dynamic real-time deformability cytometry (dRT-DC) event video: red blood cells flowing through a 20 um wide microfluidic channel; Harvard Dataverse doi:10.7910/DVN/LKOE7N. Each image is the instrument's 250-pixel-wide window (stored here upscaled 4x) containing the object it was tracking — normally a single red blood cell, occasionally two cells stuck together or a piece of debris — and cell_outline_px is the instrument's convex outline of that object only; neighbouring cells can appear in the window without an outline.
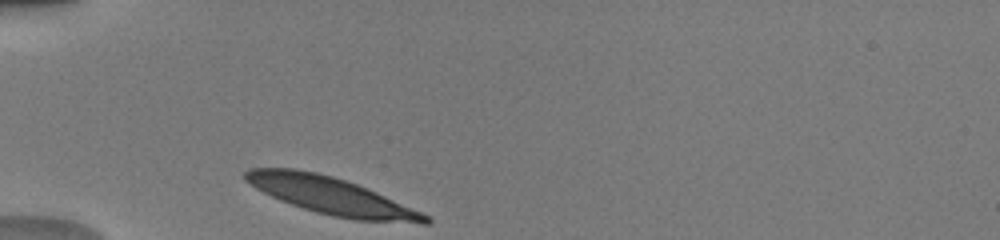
{"species": "human", "species_latin": "Homo sapiens", "temperature_condition": "warm", "stored_images_in_passage": 29, "camera_frame_rate_fps": 3000, "um_per_image_px": 0.085, "donor": {"sex": "male"}, "frame": {"image": 1, "passage_image": 1, "time_ms": 0.0, "image_size_px": [1000, 240], "cell_outline_px": [[432, 220], [428, 224], [420, 224], [356, 220], [332, 216], [316, 212], [280, 200], [256, 188], [244, 180], [244, 172], [252, 168], [292, 168], [316, 172], [332, 176], [356, 184], [376, 192], [420, 212], [428, 216]], "centroid_in_image_um": [28.15, 16.65], "position_along_channel_um": 56.8, "area_um2": 38.49}}
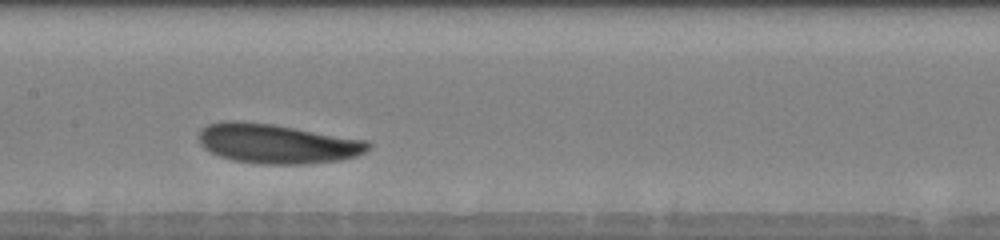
{"frame": {"image": 2, "passage_image": 12, "time_ms": 3.667, "image_size_px": [1000, 240], "cell_outline_px": [[372, 144], [364, 152], [356, 156], [340, 160], [304, 164], [260, 164], [232, 160], [220, 156], [204, 148], [200, 144], [200, 128], [208, 124], [228, 120], [236, 120], [272, 124], [368, 140]], "centroid_in_image_um": [23.55, 12.21], "position_along_channel_um": 183.9, "area_um2": 39.02}}
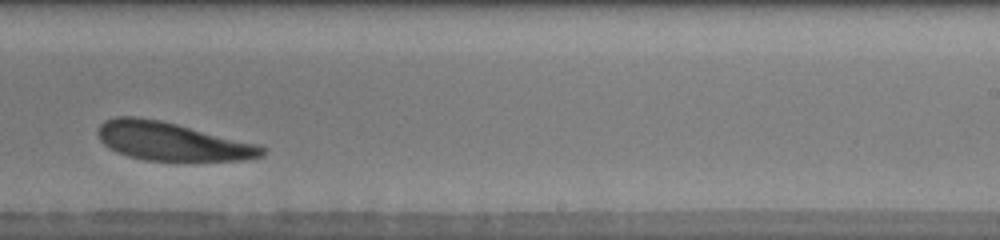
{"frame": {"image": 3, "passage_image": 19, "time_ms": 6.0, "image_size_px": [1000, 240], "cell_outline_px": [[268, 148], [264, 156], [244, 160], [176, 164], [144, 160], [128, 156], [116, 152], [108, 148], [100, 140], [96, 132], [100, 124], [104, 120], [116, 116], [136, 116], [160, 120], [260, 144]], "centroid_in_image_um": [14.67, 12.08], "position_along_channel_um": 274.3, "area_um2": 38.32}, "authors_computed_cell_mechanics": {"area_um2": 38.3792, "velocity_mm_per_s": 3.8856, "shape_relaxation_time_tau1_ms": 1.6714, "shape_relaxation_time_tau2_ms": null, "deformation_change_tau1": 0.0909, "deformation_change_tau2": null}}